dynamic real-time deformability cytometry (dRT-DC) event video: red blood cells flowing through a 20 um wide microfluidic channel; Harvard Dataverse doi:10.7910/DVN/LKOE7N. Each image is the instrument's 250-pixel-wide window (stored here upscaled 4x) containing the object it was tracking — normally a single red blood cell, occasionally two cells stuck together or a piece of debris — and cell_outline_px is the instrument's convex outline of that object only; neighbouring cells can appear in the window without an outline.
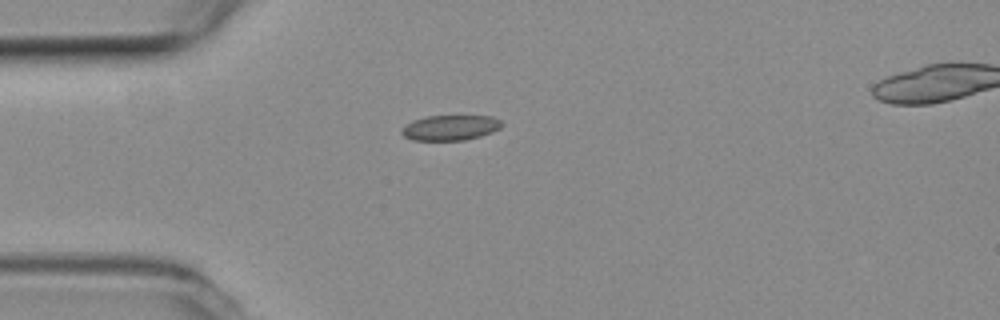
{"species": "common noctule bat (a hibernating species)", "species_latin": "Nyctalus noctula", "temperature_condition": "room temperature", "stored_images_in_passage": 10, "camera_frame_rate_fps": 3000, "um_per_image_px": 0.085, "animal": {"sex": "female", "body_mass_g": 19.3, "forearm_length_mm": 54.1}, "frame": {"image": 1, "passage_image": 4, "time_ms": 1.0, "image_size_px": [1000, 320], "cell_outline_px": [[504, 124], [500, 128], [492, 132], [480, 136], [464, 140], [412, 140], [404, 136], [400, 132], [412, 120], [424, 116], [492, 116], [500, 120]], "centroid_in_image_um": [38.29, 10.85], "position_along_channel_um": 46.7, "area_um2": 14.68}}
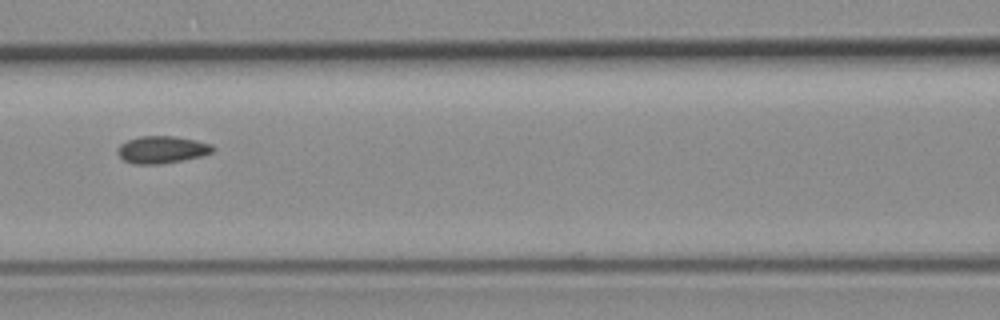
{"frame": {"image": 2, "passage_image": 7, "time_ms": 2.0, "image_size_px": [1000, 320], "cell_outline_px": [[216, 148], [212, 152], [200, 156], [160, 164], [132, 164], [124, 160], [116, 152], [120, 144], [128, 140], [140, 136], [176, 136], [196, 140], [212, 144]], "centroid_in_image_um": [13.76, 12.71], "position_along_channel_um": 152.8, "area_um2": 15.09}}
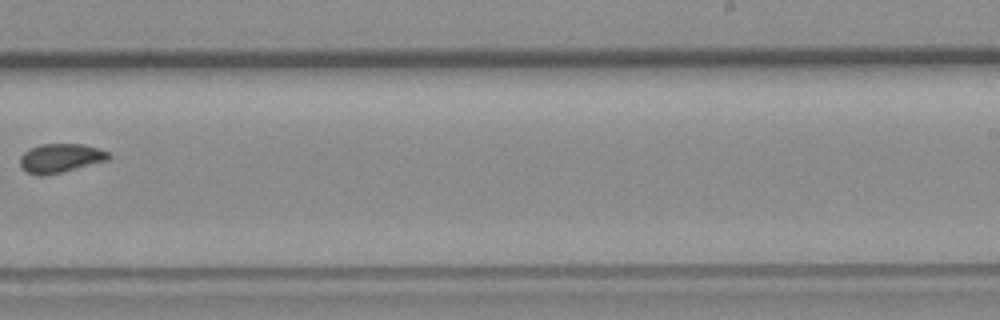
{"frame": {"image": 3, "passage_image": 10, "time_ms": 3.0, "image_size_px": [1000, 320], "cell_outline_px": [[112, 156], [108, 160], [64, 172], [40, 176], [28, 172], [20, 164], [20, 156], [28, 148], [40, 144], [84, 144], [108, 152]], "centroid_in_image_um": [5.14, 13.43], "position_along_channel_um": 283.9, "area_um2": 14.97}}